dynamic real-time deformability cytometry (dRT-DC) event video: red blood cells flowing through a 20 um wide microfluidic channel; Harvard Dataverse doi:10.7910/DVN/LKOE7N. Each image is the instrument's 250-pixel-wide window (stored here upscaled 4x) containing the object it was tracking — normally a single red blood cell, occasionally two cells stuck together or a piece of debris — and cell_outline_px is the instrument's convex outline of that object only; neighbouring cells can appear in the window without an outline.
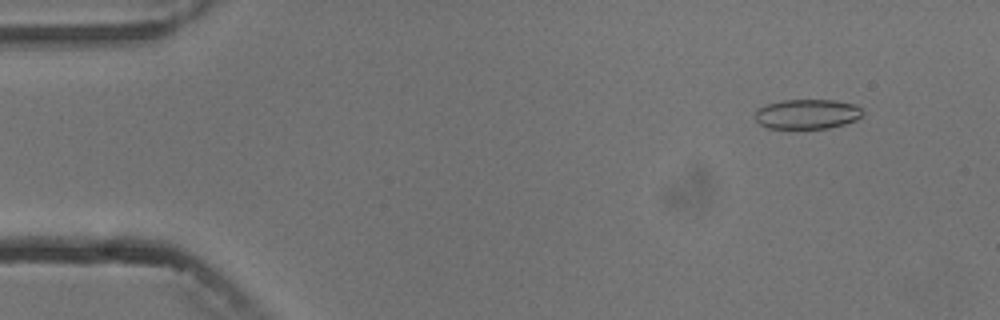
{"species": "common noctule bat (a hibernating species)", "species_latin": "Nyctalus noctula", "temperature_condition": "cold", "stored_images_in_passage": 5, "camera_frame_rate_fps": 3000, "um_per_image_px": 0.085, "animal": {"sex": "male", "body_mass_g": 13.3}, "frame": {"image": 1, "passage_image": 2, "time_ms": 1.0, "image_size_px": [1000, 320], "cell_outline_px": [[864, 112], [856, 120], [844, 124], [828, 128], [764, 128], [756, 120], [756, 108], [768, 104], [784, 100], [836, 100], [852, 104], [860, 108]], "centroid_in_image_um": [68.59, 9.7], "position_along_channel_um": 16.4, "area_um2": 18.55}}